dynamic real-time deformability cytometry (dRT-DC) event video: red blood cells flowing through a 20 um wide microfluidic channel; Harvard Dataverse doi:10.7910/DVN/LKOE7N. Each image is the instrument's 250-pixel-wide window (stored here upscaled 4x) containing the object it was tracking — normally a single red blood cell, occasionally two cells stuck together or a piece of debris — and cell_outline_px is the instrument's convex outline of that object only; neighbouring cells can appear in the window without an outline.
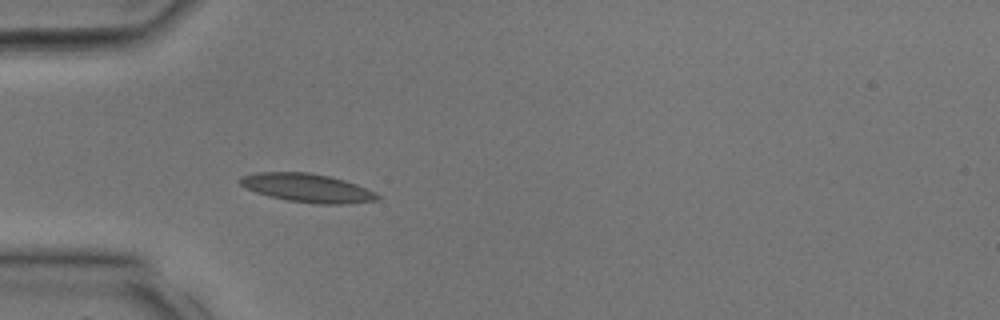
{"species": "common noctule bat (a hibernating species)", "species_latin": "Nyctalus noctula", "temperature_condition": "room temperature", "stored_images_in_passage": 33, "camera_frame_rate_fps": 3000, "um_per_image_px": 0.085, "animal": {"sex": "male", "body_mass_g": 17.9, "forearm_length_mm": 54.2}, "frame": {"image": 1, "passage_image": 11, "time_ms": 3.333, "image_size_px": [1000, 320], "cell_outline_px": [[380, 196], [376, 200], [344, 204], [316, 204], [288, 200], [268, 196], [256, 192], [240, 184], [236, 180], [240, 176], [256, 172], [308, 172], [328, 176], [344, 180], [356, 184], [376, 192]], "centroid_in_image_um": [26.09, 15.97], "position_along_channel_um": 58.9, "area_um2": 22.83}}
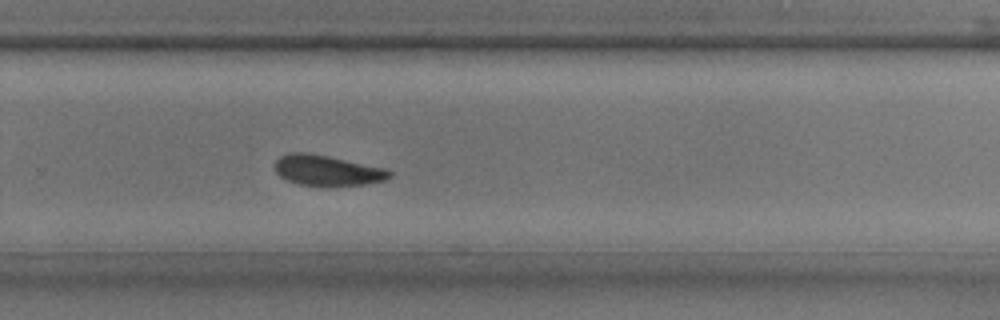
{"frame": {"image": 2, "passage_image": 23, "time_ms": 7.333, "image_size_px": [1000, 320], "cell_outline_px": [[392, 176], [384, 180], [364, 184], [296, 184], [284, 180], [276, 172], [276, 160], [280, 156], [288, 152], [308, 152], [328, 156], [384, 168], [392, 172]], "centroid_in_image_um": [27.76, 14.45], "position_along_channel_um": 302.0, "area_um2": 19.88}}
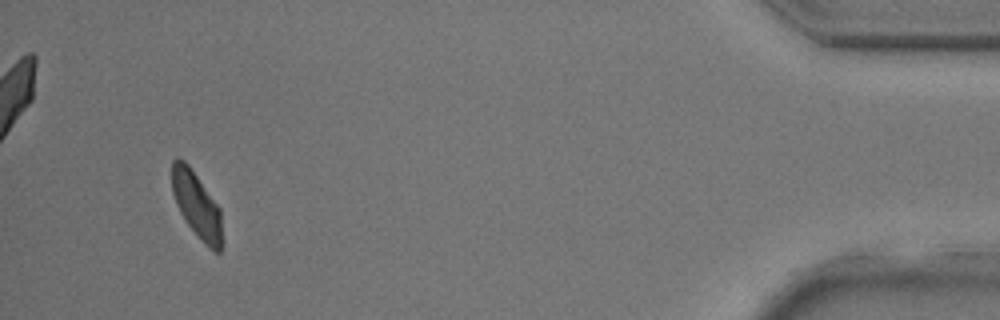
{"frame": {"image": 3, "passage_image": 32, "time_ms": 10.333, "image_size_px": [1000, 320], "cell_outline_px": [[220, 252], [216, 252], [208, 248], [184, 220], [176, 204], [172, 192], [172, 160], [176, 156], [184, 160], [188, 164], [220, 208]], "centroid_in_image_um": [16.67, 17.38], "position_along_channel_um": 418.5, "area_um2": 18.9}}